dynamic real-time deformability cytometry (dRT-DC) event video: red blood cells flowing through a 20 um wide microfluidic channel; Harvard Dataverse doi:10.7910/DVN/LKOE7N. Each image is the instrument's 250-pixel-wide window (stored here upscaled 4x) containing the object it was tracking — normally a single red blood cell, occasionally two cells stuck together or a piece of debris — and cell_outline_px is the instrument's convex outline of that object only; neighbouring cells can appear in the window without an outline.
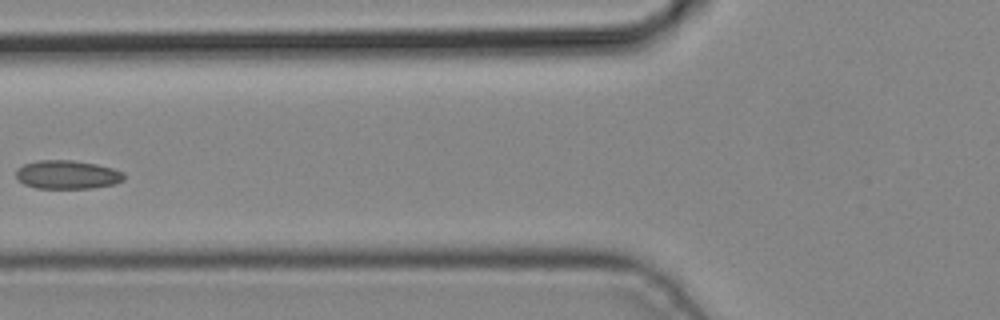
{"species": "common noctule bat (a hibernating species)", "species_latin": "Nyctalus noctula", "temperature_condition": "cold", "stored_images_in_passage": 6, "camera_frame_rate_fps": 3000, "um_per_image_px": 0.085, "animal": {"sex": "male", "body_mass_g": 19.2, "forearm_length_mm": 51.8}, "frame": {"image": 1, "passage_image": 6, "time_ms": 1.667, "image_size_px": [1000, 320], "cell_outline_px": [[124, 180], [116, 184], [92, 188], [36, 188], [24, 184], [16, 176], [16, 168], [24, 164], [40, 160], [72, 160], [96, 164], [112, 168], [124, 172]], "centroid_in_image_um": [5.74, 14.84], "position_along_channel_um": 120.1, "area_um2": 18.03}}